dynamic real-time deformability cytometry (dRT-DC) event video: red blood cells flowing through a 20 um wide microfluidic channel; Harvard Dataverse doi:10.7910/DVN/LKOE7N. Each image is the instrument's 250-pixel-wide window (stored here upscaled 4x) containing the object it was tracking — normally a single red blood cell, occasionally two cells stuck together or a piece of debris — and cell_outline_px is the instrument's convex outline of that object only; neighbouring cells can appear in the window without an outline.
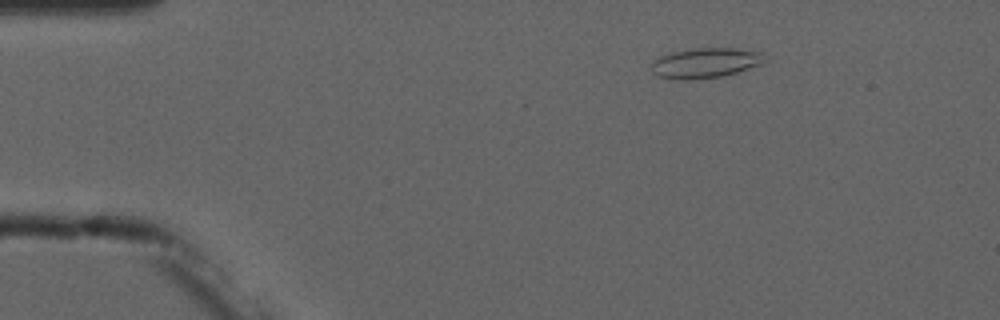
{"species": "common noctule bat (a hibernating species)", "species_latin": "Nyctalus noctula", "temperature_condition": "cold", "stored_images_in_passage": 3, "camera_frame_rate_fps": 3000, "um_per_image_px": 0.085, "animal": {"sex": "male", "forearm_length_mm": 52.5}, "frame": {"image": 1, "passage_image": 1, "time_ms": 0.0, "image_size_px": [1000, 320], "cell_outline_px": [[768, 60], [764, 64], [736, 72], [720, 76], [688, 80], [676, 80], [660, 76], [652, 72], [652, 60], [660, 56], [672, 52], [692, 48], [732, 48], [764, 52]], "centroid_in_image_um": [60.0, 5.34], "position_along_channel_um": 25.0, "area_um2": 20.06}}